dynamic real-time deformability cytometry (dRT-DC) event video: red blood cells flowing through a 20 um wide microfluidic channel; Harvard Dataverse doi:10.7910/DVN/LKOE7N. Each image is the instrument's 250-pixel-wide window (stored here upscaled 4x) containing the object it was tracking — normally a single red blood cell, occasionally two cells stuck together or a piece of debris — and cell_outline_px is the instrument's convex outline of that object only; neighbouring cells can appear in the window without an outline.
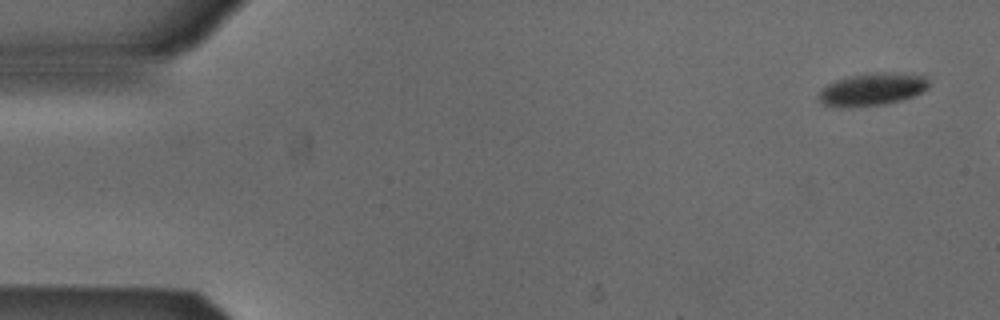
{"species": "Egyptian fruit bat (a non-hibernating species)", "species_latin": "Rousettus aegyptiacus", "temperature_condition": "cold", "stored_images_in_passage": 6, "camera_frame_rate_fps": 3000, "um_per_image_px": 0.085, "animal": {"sex": "male"}, "frame": {"image": 1, "passage_image": 1, "time_ms": 0.0, "image_size_px": [1000, 320], "cell_outline_px": [[928, 88], [912, 96], [900, 100], [884, 104], [824, 104], [820, 100], [820, 92], [828, 84], [836, 80], [852, 76], [880, 72], [888, 72], [924, 76], [928, 80]], "centroid_in_image_um": [74.22, 7.54], "position_along_channel_um": 10.8, "area_um2": 19.48}}
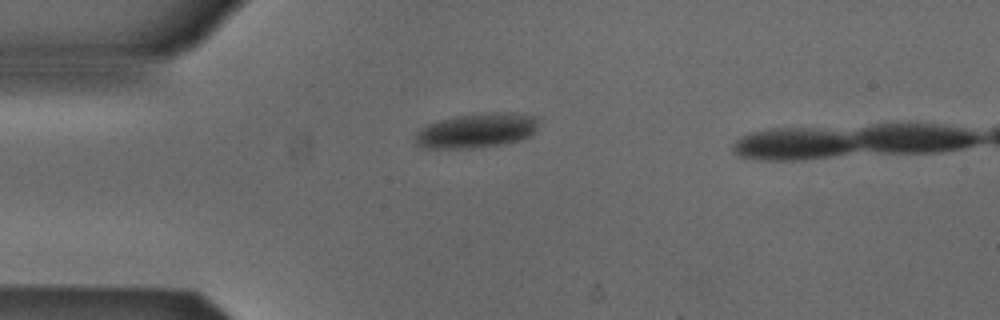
{"frame": {"image": 2, "passage_image": 4, "time_ms": 1.0, "image_size_px": [1000, 320], "cell_outline_px": [[540, 120], [536, 128], [528, 136], [520, 140], [500, 144], [472, 148], [420, 148], [416, 144], [416, 132], [420, 128], [428, 124], [440, 120], [460, 116], [492, 112], [512, 112], [540, 116]], "centroid_in_image_um": [40.53, 11.09], "position_along_channel_um": 44.5, "area_um2": 24.8}}
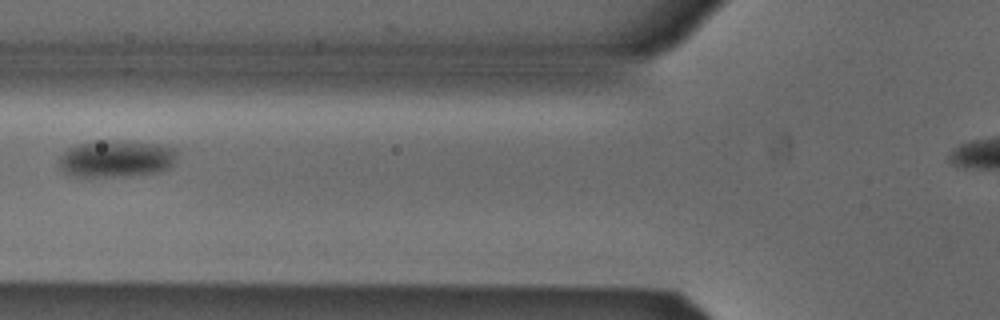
{"frame": {"image": 3, "passage_image": 6, "time_ms": 1.667, "image_size_px": [1000, 320], "cell_outline_px": [[176, 160], [172, 168], [160, 172], [124, 176], [72, 176], [64, 172], [60, 168], [60, 156], [68, 148], [76, 144], [100, 140], [124, 140], [160, 144], [176, 148]], "centroid_in_image_um": [9.93, 13.47], "position_along_channel_um": 115.9, "area_um2": 25.89}}